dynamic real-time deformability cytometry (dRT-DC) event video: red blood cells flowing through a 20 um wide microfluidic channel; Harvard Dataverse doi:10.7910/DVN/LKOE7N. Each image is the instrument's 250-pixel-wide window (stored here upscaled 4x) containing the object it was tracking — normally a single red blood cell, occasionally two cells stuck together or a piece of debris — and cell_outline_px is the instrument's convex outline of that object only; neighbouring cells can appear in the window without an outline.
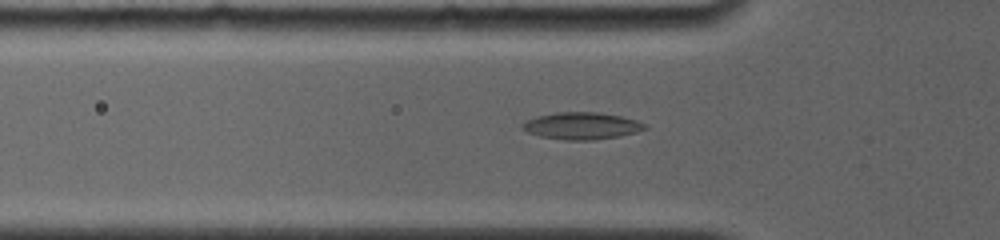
{"species": "common noctule bat (a hibernating species)", "species_latin": "Nyctalus noctula", "temperature_condition": "room temperature", "stored_images_in_passage": 38, "camera_frame_rate_fps": 4000, "um_per_image_px": 0.085, "animal": {"sex": "female", "body_mass_g": 19.0, "forearm_length_mm": 56.7}, "frame": {"image": 1, "passage_image": 13, "time_ms": 3.0, "image_size_px": [1000, 240], "cell_outline_px": [[648, 128], [636, 132], [620, 136], [596, 140], [564, 140], [540, 136], [528, 132], [520, 128], [520, 124], [524, 120], [536, 116], [556, 112], [596, 112], [620, 116], [636, 120], [644, 124]], "centroid_in_image_um": [49.39, 10.7], "position_along_channel_um": 76.4, "area_um2": 19.42}}
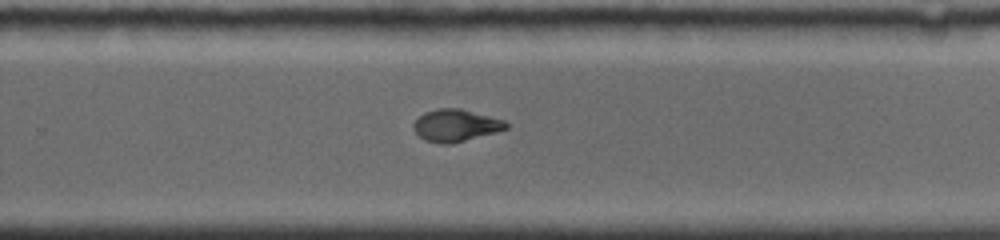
{"frame": {"image": 2, "passage_image": 27, "time_ms": 6.5, "image_size_px": [1000, 240], "cell_outline_px": [[508, 128], [496, 132], [452, 144], [440, 144], [424, 140], [412, 128], [412, 124], [424, 112], [440, 108], [460, 108], [504, 120], [508, 124]], "centroid_in_image_um": [38.72, 10.67], "position_along_channel_um": 291.1, "area_um2": 17.34}}
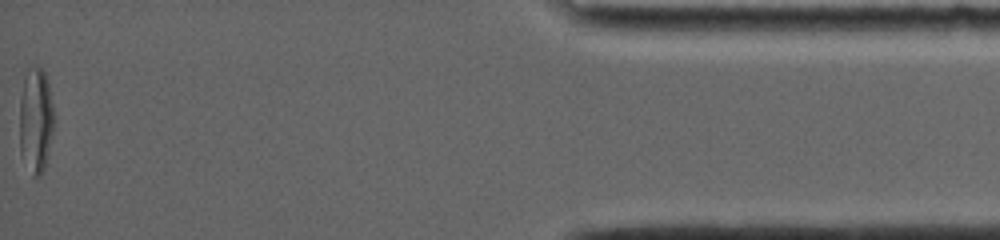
{"frame": {"image": 3, "passage_image": 38, "time_ms": 9.25, "image_size_px": [1000, 240], "cell_outline_px": [[52, 132], [48, 152], [44, 168], [40, 176], [32, 176], [20, 156], [20, 100], [24, 80], [36, 68], [40, 68], [44, 72], [48, 84], [52, 104]], "centroid_in_image_um": [3.02, 10.35], "position_along_channel_um": 432.2, "area_um2": 20.29}}